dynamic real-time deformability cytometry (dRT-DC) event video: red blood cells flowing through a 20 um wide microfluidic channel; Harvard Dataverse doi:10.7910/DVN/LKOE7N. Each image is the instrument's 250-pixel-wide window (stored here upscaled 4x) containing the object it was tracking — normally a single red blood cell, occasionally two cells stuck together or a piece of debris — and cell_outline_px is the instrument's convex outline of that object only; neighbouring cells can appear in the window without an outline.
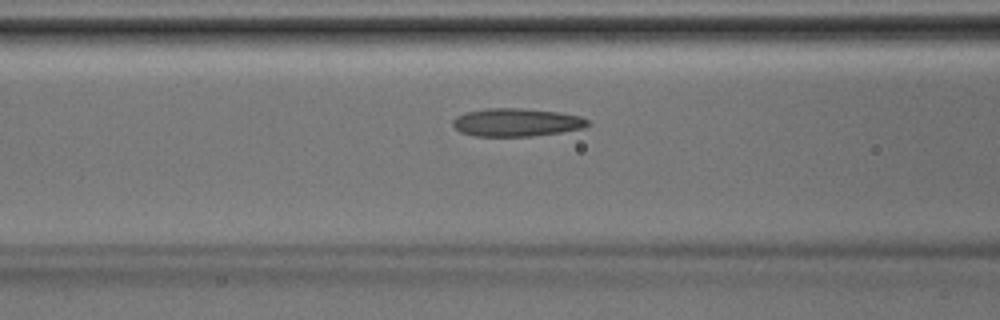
{"species": "Egyptian fruit bat (a non-hibernating species)", "species_latin": "Rousettus aegyptiacus", "temperature_condition": "room temperature", "stored_images_in_passage": 27, "camera_frame_rate_fps": 3000, "um_per_image_px": 0.085, "animal": {"sex": "male"}, "frame": {"image": 1, "passage_image": 5, "time_ms": 1.333, "image_size_px": [1000, 320], "cell_outline_px": [[592, 124], [584, 128], [560, 132], [532, 136], [472, 136], [460, 132], [452, 124], [452, 120], [456, 116], [464, 112], [488, 108], [520, 108], [560, 112], [580, 116], [588, 120]], "centroid_in_image_um": [43.9, 10.4], "position_along_channel_um": 122.7, "area_um2": 22.25}}